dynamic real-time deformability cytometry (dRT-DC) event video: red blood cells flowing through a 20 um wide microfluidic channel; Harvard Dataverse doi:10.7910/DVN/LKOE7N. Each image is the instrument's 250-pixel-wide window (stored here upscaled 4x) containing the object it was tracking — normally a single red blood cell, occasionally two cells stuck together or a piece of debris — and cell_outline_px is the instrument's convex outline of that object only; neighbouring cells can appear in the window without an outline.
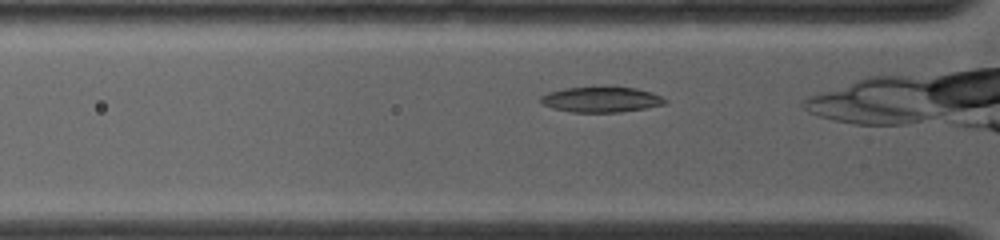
{"species": "common noctule bat (a hibernating species)", "species_latin": "Nyctalus noctula", "temperature_condition": "warm", "stored_images_in_passage": 32, "camera_frame_rate_fps": 4500, "um_per_image_px": 0.085, "animal": {"sex": "female", "body_mass_g": 19.0, "forearm_length_mm": 53.3}, "frame": {"image": 1, "passage_image": 4, "time_ms": 0.667, "image_size_px": [1000, 240], "cell_outline_px": [[668, 100], [664, 104], [644, 108], [620, 112], [572, 112], [552, 108], [544, 104], [540, 100], [540, 96], [548, 92], [564, 88], [636, 88], [652, 92]], "centroid_in_image_um": [51.09, 8.47], "position_along_channel_um": 74.7, "area_um2": 18.03}}
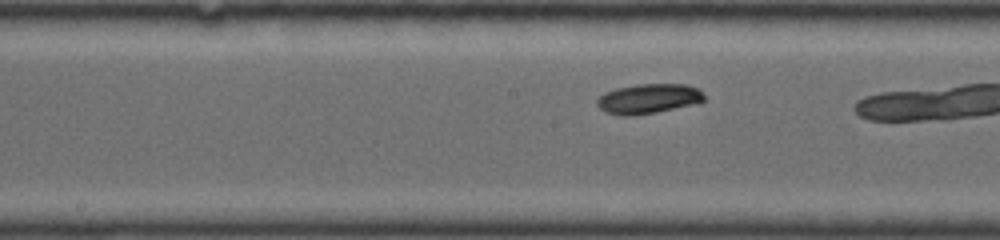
{"frame": {"image": 2, "passage_image": 17, "time_ms": 3.778, "image_size_px": [1000, 240], "cell_outline_px": [[708, 100], [700, 104], [656, 112], [632, 116], [620, 116], [604, 112], [596, 104], [596, 100], [604, 92], [616, 88], [636, 84], [688, 84], [700, 88]], "centroid_in_image_um": [55.19, 8.39], "position_along_channel_um": 193.0, "area_um2": 19.25}}
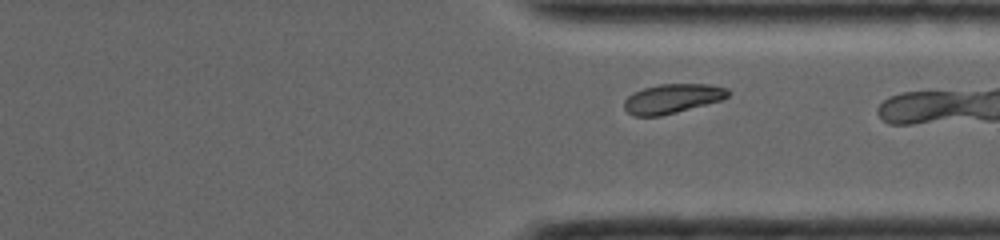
{"frame": {"image": 3, "passage_image": 29, "time_ms": 8.0, "image_size_px": [1000, 240], "cell_outline_px": [[732, 92], [724, 100], [660, 116], [632, 116], [624, 108], [624, 100], [628, 96], [644, 88], [660, 84], [712, 84], [728, 88]], "centroid_in_image_um": [57.21, 8.38], "position_along_channel_um": 354.2, "area_um2": 17.92}}